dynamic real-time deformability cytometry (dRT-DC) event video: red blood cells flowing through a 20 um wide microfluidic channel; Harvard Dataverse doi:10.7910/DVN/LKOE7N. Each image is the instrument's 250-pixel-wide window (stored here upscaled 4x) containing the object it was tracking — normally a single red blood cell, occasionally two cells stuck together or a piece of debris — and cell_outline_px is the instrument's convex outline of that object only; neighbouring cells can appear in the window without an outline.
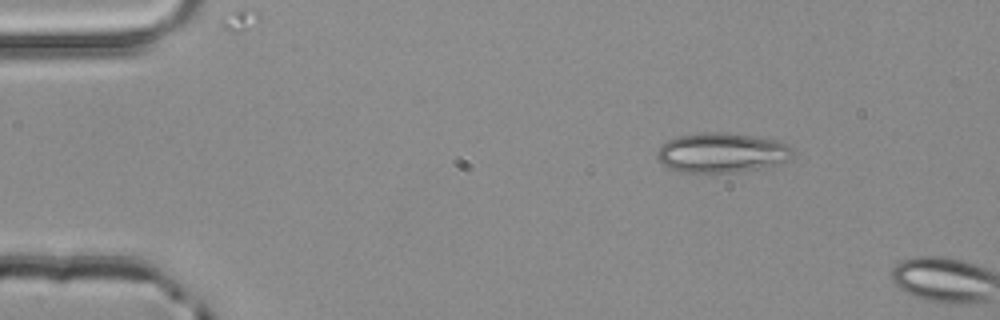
{"species": "common noctule bat (a hibernating species)", "species_latin": "Nyctalus noctula", "temperature_condition": "room temperature", "stored_images_in_passage": 2, "camera_frame_rate_fps": 3000, "um_per_image_px": 0.085, "animal": {"sex": "male", "body_mass_g": 20.4}, "frame": {"image": 1, "passage_image": 1, "time_ms": 0.0, "image_size_px": [1000, 320], "cell_outline_px": [[792, 156], [788, 160], [780, 164], [732, 172], [680, 172], [668, 168], [656, 156], [656, 152], [660, 144], [668, 140], [680, 136], [708, 132], [728, 132], [776, 140], [788, 144], [792, 148]], "centroid_in_image_um": [61.34, 12.97], "position_along_channel_um": 23.7, "area_um2": 31.27}}